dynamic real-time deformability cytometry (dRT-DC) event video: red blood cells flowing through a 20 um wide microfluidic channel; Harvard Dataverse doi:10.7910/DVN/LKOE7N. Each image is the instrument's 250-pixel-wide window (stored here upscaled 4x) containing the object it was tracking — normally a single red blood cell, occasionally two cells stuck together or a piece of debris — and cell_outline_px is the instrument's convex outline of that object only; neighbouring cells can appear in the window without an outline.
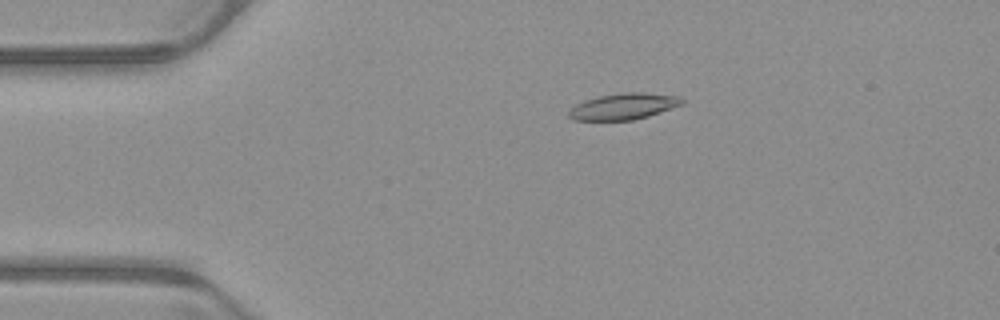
{"species": "common noctule bat (a hibernating species)", "species_latin": "Nyctalus noctula", "temperature_condition": "warm", "stored_images_in_passage": 53, "camera_frame_rate_fps": 3000, "um_per_image_px": 0.085, "animal": {"sex": "male", "body_mass_g": 23.1, "forearm_length_mm": 52.7}, "frame": {"image": 1, "passage_image": 11, "time_ms": 3.333, "image_size_px": [1000, 320], "cell_outline_px": [[684, 104], [648, 116], [632, 120], [572, 120], [568, 116], [568, 112], [576, 104], [584, 100], [600, 96], [620, 92], [644, 92], [680, 96], [684, 100]], "centroid_in_image_um": [53.02, 9.03], "position_along_channel_um": 32.0, "area_um2": 17.4}}
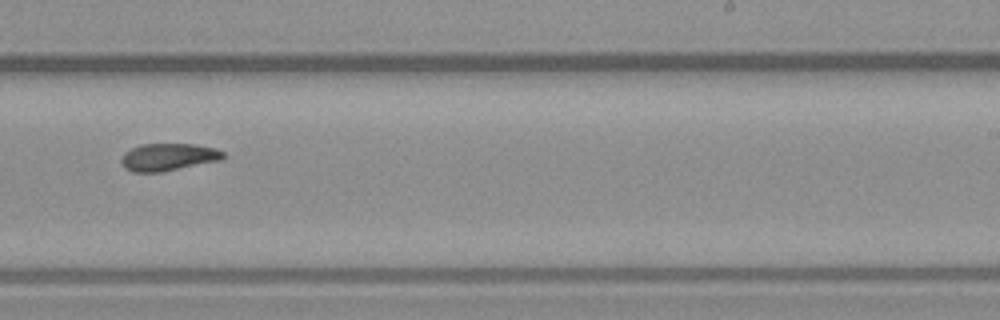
{"frame": {"image": 2, "passage_image": 33, "time_ms": 10.667, "image_size_px": [1000, 320], "cell_outline_px": [[224, 156], [220, 160], [160, 172], [132, 172], [124, 168], [120, 160], [124, 152], [140, 144], [196, 144], [216, 148], [224, 152]], "centroid_in_image_um": [14.27, 13.34], "position_along_channel_um": 274.7, "area_um2": 16.24}}
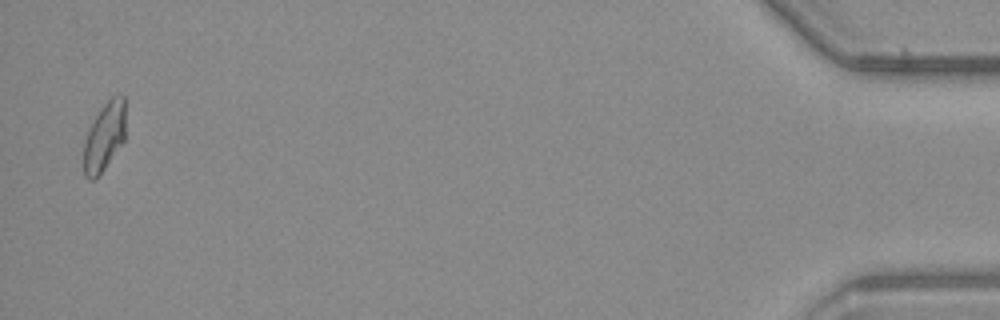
{"frame": {"image": 3, "passage_image": 52, "time_ms": 17.0, "image_size_px": [1000, 320], "cell_outline_px": [[124, 140], [104, 168], [92, 180], [88, 180], [84, 176], [84, 144], [88, 132], [96, 116], [104, 104], [112, 96], [124, 96]], "centroid_in_image_um": [8.86, 11.63], "position_along_channel_um": 426.3, "area_um2": 16.07}, "authors_computed_cell_mechanics": {"area_um2": 16.8198, "velocity_mm_per_s": 3.9399, "shape_relaxation_time_tau1_ms": null, "shape_relaxation_time_tau2_ms": 4.803, "deformation_change_tau1": null, "deformation_change_tau2": 0.1082}}